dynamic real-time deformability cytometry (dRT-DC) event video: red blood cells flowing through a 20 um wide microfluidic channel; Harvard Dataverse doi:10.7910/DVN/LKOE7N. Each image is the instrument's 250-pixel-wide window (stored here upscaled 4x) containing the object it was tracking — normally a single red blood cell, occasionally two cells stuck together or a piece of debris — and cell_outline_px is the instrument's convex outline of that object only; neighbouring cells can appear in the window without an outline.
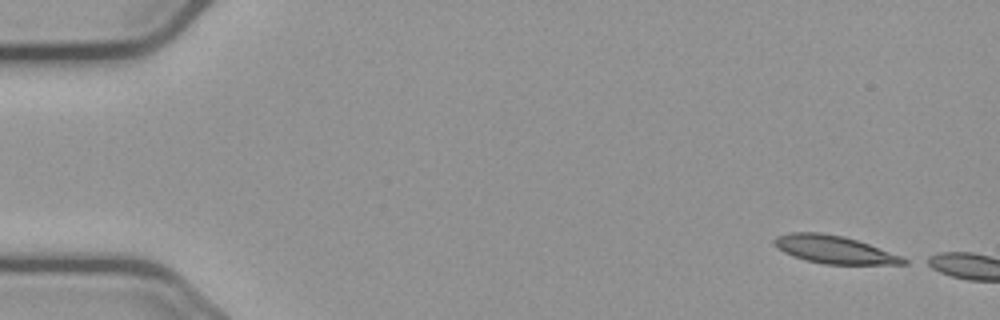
{"species": "common noctule bat (a hibernating species)", "species_latin": "Nyctalus noctula", "temperature_condition": "cold", "stored_images_in_passage": 4, "camera_frame_rate_fps": 3000, "um_per_image_px": 0.085, "animal": {"sex": "male", "body_mass_g": 23.1, "forearm_length_mm": 52.7}, "frame": {"image": 1, "passage_image": 1, "time_ms": 0.0, "image_size_px": [1000, 320], "cell_outline_px": [[908, 264], [824, 264], [792, 256], [776, 248], [772, 244], [772, 240], [776, 236], [788, 232], [820, 232], [844, 236], [868, 244], [900, 256], [908, 260]], "centroid_in_image_um": [70.83, 21.2], "position_along_channel_um": 14.2, "area_um2": 20.87}}